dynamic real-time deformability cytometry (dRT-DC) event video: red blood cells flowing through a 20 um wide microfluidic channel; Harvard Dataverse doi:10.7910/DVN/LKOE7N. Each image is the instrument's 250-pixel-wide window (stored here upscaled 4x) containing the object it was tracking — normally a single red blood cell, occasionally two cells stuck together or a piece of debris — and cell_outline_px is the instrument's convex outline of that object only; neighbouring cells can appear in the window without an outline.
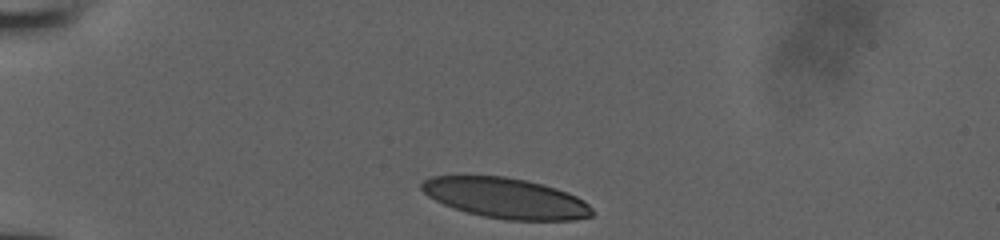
{"species": "human", "species_latin": "Homo sapiens", "temperature_condition": "room temperature", "stored_images_in_passage": 31, "camera_frame_rate_fps": 3000, "um_per_image_px": 0.085, "donor": {"sex": "male"}, "frame": {"image": 1, "passage_image": 1, "time_ms": 0.0, "image_size_px": [1000, 240], "cell_outline_px": [[592, 216], [572, 220], [504, 220], [484, 216], [468, 212], [444, 204], [428, 196], [420, 188], [420, 184], [424, 180], [432, 176], [504, 176], [544, 184], [568, 192], [584, 200], [592, 208]], "centroid_in_image_um": [43.01, 16.84], "position_along_channel_um": 42.0, "area_um2": 39.94}}
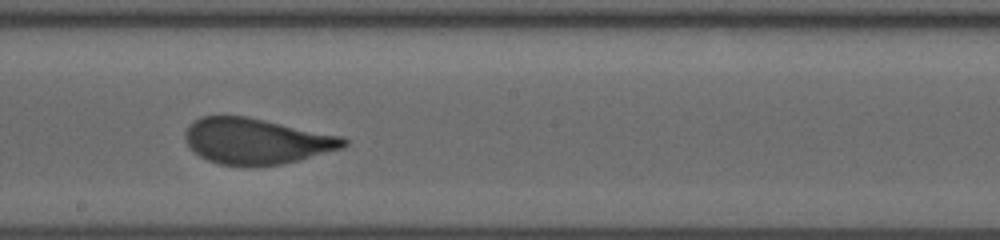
{"frame": {"image": 2, "passage_image": 18, "time_ms": 5.667, "image_size_px": [1000, 240], "cell_outline_px": [[348, 144], [344, 148], [300, 160], [284, 164], [220, 164], [208, 160], [200, 156], [184, 140], [184, 132], [200, 116], [248, 116], [344, 136], [348, 140]], "centroid_in_image_um": [21.86, 11.97], "position_along_channel_um": 226.3, "area_um2": 42.08}}
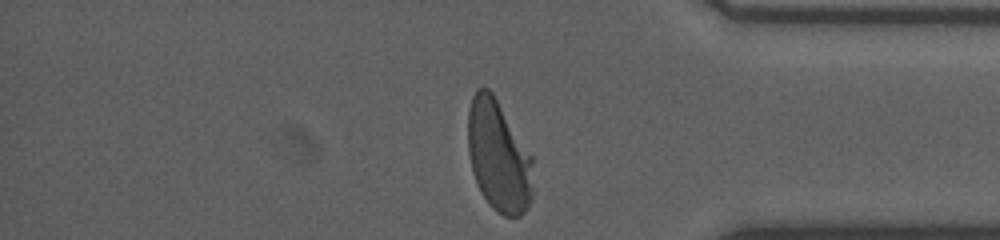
{"frame": {"image": 3, "passage_image": 31, "time_ms": 10.0, "image_size_px": [1000, 240], "cell_outline_px": [[532, 200], [528, 208], [520, 216], [504, 216], [492, 208], [488, 204], [480, 192], [472, 172], [468, 156], [468, 108], [472, 96], [476, 88], [488, 88], [492, 92], [532, 156]], "centroid_in_image_um": [42.36, 13.29], "position_along_channel_um": 392.8, "area_um2": 42.48}}